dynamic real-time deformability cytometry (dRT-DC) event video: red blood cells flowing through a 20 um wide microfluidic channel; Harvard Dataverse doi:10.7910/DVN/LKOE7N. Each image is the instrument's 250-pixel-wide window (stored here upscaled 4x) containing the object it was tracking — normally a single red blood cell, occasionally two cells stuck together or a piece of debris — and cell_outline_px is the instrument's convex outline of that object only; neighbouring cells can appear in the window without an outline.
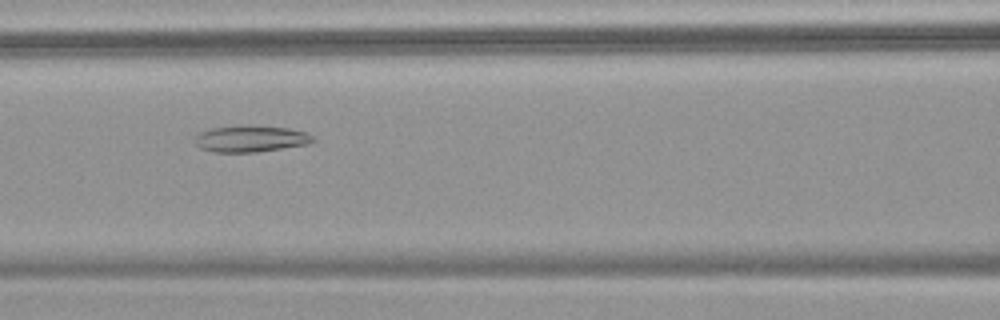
{"species": "common noctule bat (a hibernating species)", "species_latin": "Nyctalus noctula", "temperature_condition": "warm", "stored_images_in_passage": 43, "camera_frame_rate_fps": 3000, "um_per_image_px": 0.085, "animal": {"sex": "female", "body_mass_g": 18.4}, "frame": {"image": 1, "passage_image": 19, "time_ms": 6.0, "image_size_px": [1000, 320], "cell_outline_px": [[316, 140], [308, 144], [256, 152], [212, 152], [200, 148], [192, 140], [196, 132], [212, 128], [240, 124], [248, 124], [288, 128], [308, 132]], "centroid_in_image_um": [21.25, 11.77], "position_along_channel_um": 145.4, "area_um2": 18.79}}
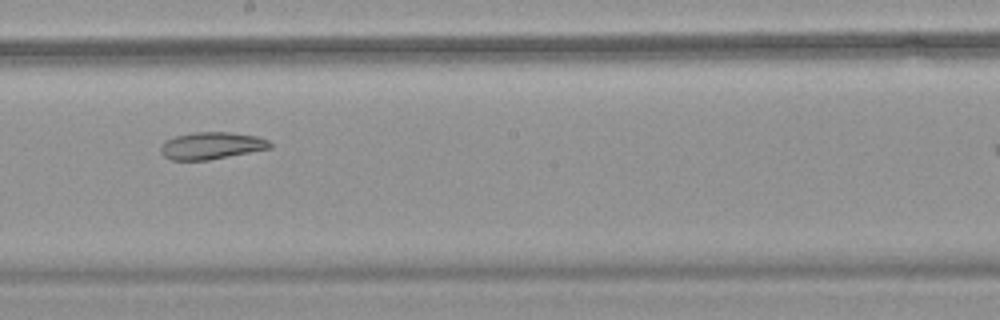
{"frame": {"image": 2, "passage_image": 26, "time_ms": 8.333, "image_size_px": [1000, 320], "cell_outline_px": [[272, 148], [208, 160], [172, 160], [164, 156], [160, 152], [160, 144], [164, 140], [176, 136], [196, 132], [228, 132], [256, 136], [268, 140], [272, 144]], "centroid_in_image_um": [17.95, 12.38], "position_along_channel_um": 230.3, "area_um2": 17.28}}
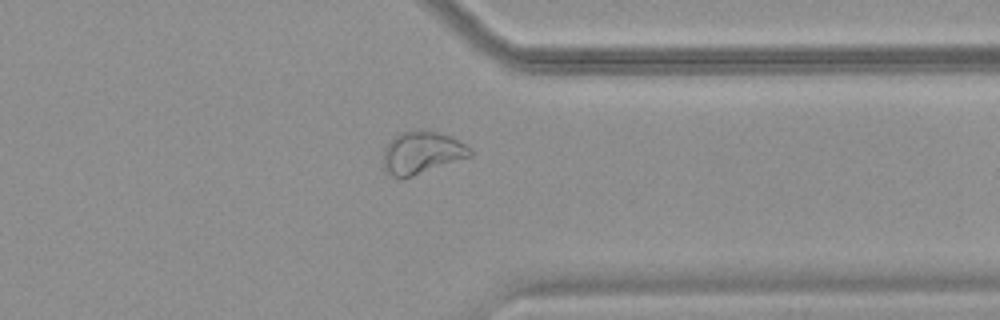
{"frame": {"image": 3, "passage_image": 38, "time_ms": 12.333, "image_size_px": [1000, 320], "cell_outline_px": [[472, 156], [400, 180], [384, 172], [384, 148], [400, 132], [420, 128], [436, 132], [448, 136], [472, 148]], "centroid_in_image_um": [35.83, 12.98], "position_along_channel_um": 375.6, "area_um2": 21.5}, "authors_computed_cell_mechanics": {"area_um2": 19.7098, "velocity_mm_per_s": 3.6554, "shape_relaxation_time_tau1_ms": null, "shape_relaxation_time_tau2_ms": 5.9621, "deformation_change_tau1": null, "deformation_change_tau2": 0.1244}}